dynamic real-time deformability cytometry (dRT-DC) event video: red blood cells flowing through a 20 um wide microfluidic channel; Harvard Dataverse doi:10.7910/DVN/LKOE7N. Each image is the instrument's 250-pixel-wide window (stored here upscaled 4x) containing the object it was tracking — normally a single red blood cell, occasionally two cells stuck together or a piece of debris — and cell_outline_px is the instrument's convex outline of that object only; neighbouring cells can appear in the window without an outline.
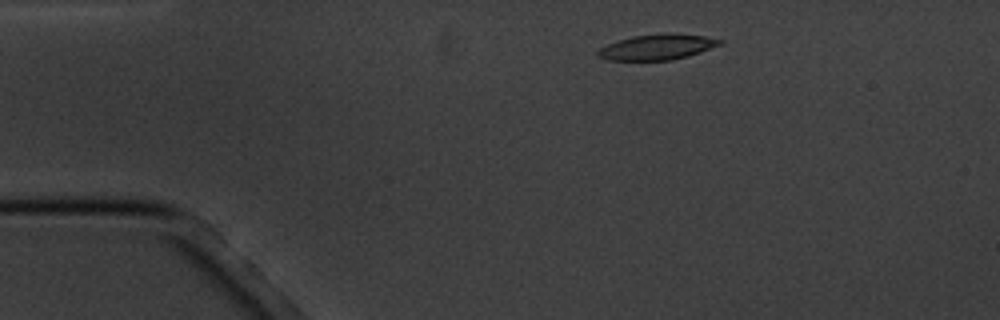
{"species": "common noctule bat (a hibernating species)", "species_latin": "Nyctalus noctula", "temperature_condition": "cold", "stored_images_in_passage": 4, "camera_frame_rate_fps": 3000, "um_per_image_px": 0.085, "animal": {"sex": "male", "body_mass_g": 20.1, "forearm_length_mm": 53.5}, "frame": {"image": 1, "passage_image": 2, "time_ms": 1.333, "image_size_px": [1000, 320], "cell_outline_px": [[724, 44], [688, 56], [672, 60], [608, 60], [596, 56], [596, 52], [600, 48], [608, 44], [632, 36], [660, 32], [676, 32], [704, 36], [724, 40]], "centroid_in_image_um": [55.91, 3.98], "position_along_channel_um": 29.1, "area_um2": 18.5}}